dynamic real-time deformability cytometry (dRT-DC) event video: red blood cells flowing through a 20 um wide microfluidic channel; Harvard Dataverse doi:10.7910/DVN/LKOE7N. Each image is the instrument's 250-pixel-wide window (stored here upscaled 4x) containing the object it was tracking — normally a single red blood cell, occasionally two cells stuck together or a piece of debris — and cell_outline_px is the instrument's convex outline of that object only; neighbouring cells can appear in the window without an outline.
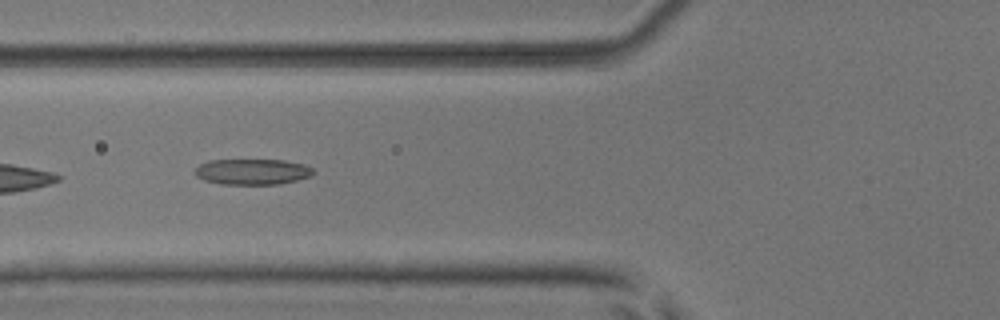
{"species": "common noctule bat (a hibernating species)", "species_latin": "Nyctalus noctula", "temperature_condition": "room temperature", "stored_images_in_passage": 10, "camera_frame_rate_fps": 3000, "um_per_image_px": 0.085, "animal": {"sex": "male", "body_mass_g": 17.9, "forearm_length_mm": 54.2}, "frame": {"image": 1, "passage_image": 6, "time_ms": 1.667, "image_size_px": [1000, 320], "cell_outline_px": [[312, 176], [280, 184], [220, 184], [204, 180], [196, 176], [196, 168], [200, 164], [208, 160], [284, 160], [304, 164], [312, 168]], "centroid_in_image_um": [21.44, 14.59], "position_along_channel_um": 104.4, "area_um2": 17.69}}
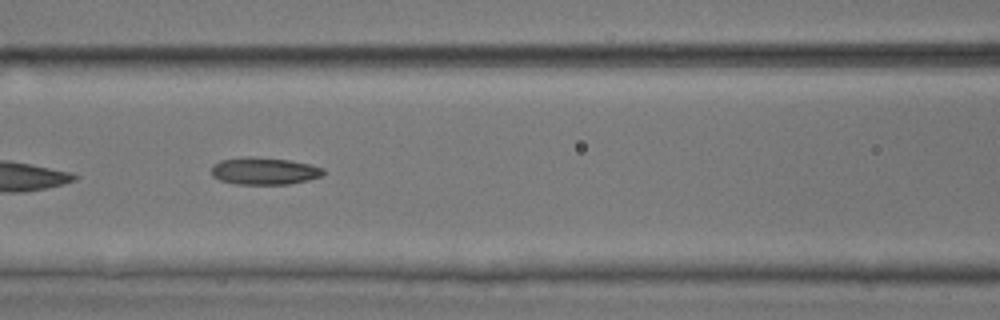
{"frame": {"image": 2, "passage_image": 7, "time_ms": 2.0, "image_size_px": [1000, 320], "cell_outline_px": [[324, 172], [320, 176], [308, 180], [288, 184], [236, 184], [220, 180], [212, 176], [212, 164], [220, 160], [244, 156], [248, 156], [288, 160], [308, 164], [324, 168]], "centroid_in_image_um": [22.41, 14.53], "position_along_channel_um": 144.2, "area_um2": 17.69}}